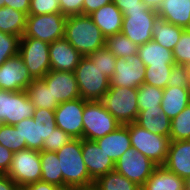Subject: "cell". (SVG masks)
<instances>
[{
    "instance_id": "44",
    "label": "cell",
    "mask_w": 190,
    "mask_h": 190,
    "mask_svg": "<svg viewBox=\"0 0 190 190\" xmlns=\"http://www.w3.org/2000/svg\"><path fill=\"white\" fill-rule=\"evenodd\" d=\"M167 87L189 88V76L186 66L173 65Z\"/></svg>"
},
{
    "instance_id": "33",
    "label": "cell",
    "mask_w": 190,
    "mask_h": 190,
    "mask_svg": "<svg viewBox=\"0 0 190 190\" xmlns=\"http://www.w3.org/2000/svg\"><path fill=\"white\" fill-rule=\"evenodd\" d=\"M105 47L116 57L126 58L137 55L138 46L122 33L107 36Z\"/></svg>"
},
{
    "instance_id": "42",
    "label": "cell",
    "mask_w": 190,
    "mask_h": 190,
    "mask_svg": "<svg viewBox=\"0 0 190 190\" xmlns=\"http://www.w3.org/2000/svg\"><path fill=\"white\" fill-rule=\"evenodd\" d=\"M61 13L59 0H30L28 15Z\"/></svg>"
},
{
    "instance_id": "28",
    "label": "cell",
    "mask_w": 190,
    "mask_h": 190,
    "mask_svg": "<svg viewBox=\"0 0 190 190\" xmlns=\"http://www.w3.org/2000/svg\"><path fill=\"white\" fill-rule=\"evenodd\" d=\"M26 93L29 100L33 103L35 109H49L55 110L59 103L53 100L51 90L48 89L45 81L40 79H34L26 88Z\"/></svg>"
},
{
    "instance_id": "23",
    "label": "cell",
    "mask_w": 190,
    "mask_h": 190,
    "mask_svg": "<svg viewBox=\"0 0 190 190\" xmlns=\"http://www.w3.org/2000/svg\"><path fill=\"white\" fill-rule=\"evenodd\" d=\"M141 190H188V185L183 178L164 166H157Z\"/></svg>"
},
{
    "instance_id": "21",
    "label": "cell",
    "mask_w": 190,
    "mask_h": 190,
    "mask_svg": "<svg viewBox=\"0 0 190 190\" xmlns=\"http://www.w3.org/2000/svg\"><path fill=\"white\" fill-rule=\"evenodd\" d=\"M89 16L105 37L119 34L122 31L123 13L113 2L102 6Z\"/></svg>"
},
{
    "instance_id": "10",
    "label": "cell",
    "mask_w": 190,
    "mask_h": 190,
    "mask_svg": "<svg viewBox=\"0 0 190 190\" xmlns=\"http://www.w3.org/2000/svg\"><path fill=\"white\" fill-rule=\"evenodd\" d=\"M67 16L62 13L28 15L22 37L39 39L48 43L64 38Z\"/></svg>"
},
{
    "instance_id": "45",
    "label": "cell",
    "mask_w": 190,
    "mask_h": 190,
    "mask_svg": "<svg viewBox=\"0 0 190 190\" xmlns=\"http://www.w3.org/2000/svg\"><path fill=\"white\" fill-rule=\"evenodd\" d=\"M84 0H59L60 11L65 16L83 15Z\"/></svg>"
},
{
    "instance_id": "16",
    "label": "cell",
    "mask_w": 190,
    "mask_h": 190,
    "mask_svg": "<svg viewBox=\"0 0 190 190\" xmlns=\"http://www.w3.org/2000/svg\"><path fill=\"white\" fill-rule=\"evenodd\" d=\"M51 90L53 100L59 104L80 98L79 87L74 72L50 70L42 78Z\"/></svg>"
},
{
    "instance_id": "47",
    "label": "cell",
    "mask_w": 190,
    "mask_h": 190,
    "mask_svg": "<svg viewBox=\"0 0 190 190\" xmlns=\"http://www.w3.org/2000/svg\"><path fill=\"white\" fill-rule=\"evenodd\" d=\"M13 152L0 144V174H6L10 168Z\"/></svg>"
},
{
    "instance_id": "7",
    "label": "cell",
    "mask_w": 190,
    "mask_h": 190,
    "mask_svg": "<svg viewBox=\"0 0 190 190\" xmlns=\"http://www.w3.org/2000/svg\"><path fill=\"white\" fill-rule=\"evenodd\" d=\"M20 189L41 180L40 151L24 149L13 153L10 168L6 173Z\"/></svg>"
},
{
    "instance_id": "37",
    "label": "cell",
    "mask_w": 190,
    "mask_h": 190,
    "mask_svg": "<svg viewBox=\"0 0 190 190\" xmlns=\"http://www.w3.org/2000/svg\"><path fill=\"white\" fill-rule=\"evenodd\" d=\"M0 144L13 153L26 149L20 132L12 125L0 124Z\"/></svg>"
},
{
    "instance_id": "51",
    "label": "cell",
    "mask_w": 190,
    "mask_h": 190,
    "mask_svg": "<svg viewBox=\"0 0 190 190\" xmlns=\"http://www.w3.org/2000/svg\"><path fill=\"white\" fill-rule=\"evenodd\" d=\"M0 190H21V189L7 174H0Z\"/></svg>"
},
{
    "instance_id": "26",
    "label": "cell",
    "mask_w": 190,
    "mask_h": 190,
    "mask_svg": "<svg viewBox=\"0 0 190 190\" xmlns=\"http://www.w3.org/2000/svg\"><path fill=\"white\" fill-rule=\"evenodd\" d=\"M137 55L145 66L149 65H175L173 51L162 47L154 40L138 46Z\"/></svg>"
},
{
    "instance_id": "19",
    "label": "cell",
    "mask_w": 190,
    "mask_h": 190,
    "mask_svg": "<svg viewBox=\"0 0 190 190\" xmlns=\"http://www.w3.org/2000/svg\"><path fill=\"white\" fill-rule=\"evenodd\" d=\"M163 166L183 178L186 182H189L190 140L170 141L167 158Z\"/></svg>"
},
{
    "instance_id": "29",
    "label": "cell",
    "mask_w": 190,
    "mask_h": 190,
    "mask_svg": "<svg viewBox=\"0 0 190 190\" xmlns=\"http://www.w3.org/2000/svg\"><path fill=\"white\" fill-rule=\"evenodd\" d=\"M27 15L11 7L0 8V31L20 38L24 35Z\"/></svg>"
},
{
    "instance_id": "56",
    "label": "cell",
    "mask_w": 190,
    "mask_h": 190,
    "mask_svg": "<svg viewBox=\"0 0 190 190\" xmlns=\"http://www.w3.org/2000/svg\"><path fill=\"white\" fill-rule=\"evenodd\" d=\"M62 190H81V188H79V189H71V188H68V189H62Z\"/></svg>"
},
{
    "instance_id": "43",
    "label": "cell",
    "mask_w": 190,
    "mask_h": 190,
    "mask_svg": "<svg viewBox=\"0 0 190 190\" xmlns=\"http://www.w3.org/2000/svg\"><path fill=\"white\" fill-rule=\"evenodd\" d=\"M71 140H73V138L69 134L57 127L54 132L44 141L42 150L57 152Z\"/></svg>"
},
{
    "instance_id": "52",
    "label": "cell",
    "mask_w": 190,
    "mask_h": 190,
    "mask_svg": "<svg viewBox=\"0 0 190 190\" xmlns=\"http://www.w3.org/2000/svg\"><path fill=\"white\" fill-rule=\"evenodd\" d=\"M163 0H142V2L150 9L158 10Z\"/></svg>"
},
{
    "instance_id": "1",
    "label": "cell",
    "mask_w": 190,
    "mask_h": 190,
    "mask_svg": "<svg viewBox=\"0 0 190 190\" xmlns=\"http://www.w3.org/2000/svg\"><path fill=\"white\" fill-rule=\"evenodd\" d=\"M64 38L82 55L89 56L105 46L106 37L89 15L67 16Z\"/></svg>"
},
{
    "instance_id": "18",
    "label": "cell",
    "mask_w": 190,
    "mask_h": 190,
    "mask_svg": "<svg viewBox=\"0 0 190 190\" xmlns=\"http://www.w3.org/2000/svg\"><path fill=\"white\" fill-rule=\"evenodd\" d=\"M49 57L51 70L74 72L82 55L65 39L50 43Z\"/></svg>"
},
{
    "instance_id": "17",
    "label": "cell",
    "mask_w": 190,
    "mask_h": 190,
    "mask_svg": "<svg viewBox=\"0 0 190 190\" xmlns=\"http://www.w3.org/2000/svg\"><path fill=\"white\" fill-rule=\"evenodd\" d=\"M82 155L90 177H98L115 170V163L100 149L95 141L82 139Z\"/></svg>"
},
{
    "instance_id": "13",
    "label": "cell",
    "mask_w": 190,
    "mask_h": 190,
    "mask_svg": "<svg viewBox=\"0 0 190 190\" xmlns=\"http://www.w3.org/2000/svg\"><path fill=\"white\" fill-rule=\"evenodd\" d=\"M86 102L80 97L62 102L54 110L57 127L73 139H83V112Z\"/></svg>"
},
{
    "instance_id": "32",
    "label": "cell",
    "mask_w": 190,
    "mask_h": 190,
    "mask_svg": "<svg viewBox=\"0 0 190 190\" xmlns=\"http://www.w3.org/2000/svg\"><path fill=\"white\" fill-rule=\"evenodd\" d=\"M94 186L98 190H141L140 186L115 170L98 177L94 181Z\"/></svg>"
},
{
    "instance_id": "36",
    "label": "cell",
    "mask_w": 190,
    "mask_h": 190,
    "mask_svg": "<svg viewBox=\"0 0 190 190\" xmlns=\"http://www.w3.org/2000/svg\"><path fill=\"white\" fill-rule=\"evenodd\" d=\"M173 65H149L145 68L144 83L164 89L172 71Z\"/></svg>"
},
{
    "instance_id": "8",
    "label": "cell",
    "mask_w": 190,
    "mask_h": 190,
    "mask_svg": "<svg viewBox=\"0 0 190 190\" xmlns=\"http://www.w3.org/2000/svg\"><path fill=\"white\" fill-rule=\"evenodd\" d=\"M158 17L153 9H134L123 12L121 33L137 46L153 40V24Z\"/></svg>"
},
{
    "instance_id": "15",
    "label": "cell",
    "mask_w": 190,
    "mask_h": 190,
    "mask_svg": "<svg viewBox=\"0 0 190 190\" xmlns=\"http://www.w3.org/2000/svg\"><path fill=\"white\" fill-rule=\"evenodd\" d=\"M34 80L20 55L9 58L0 66V89L23 91Z\"/></svg>"
},
{
    "instance_id": "46",
    "label": "cell",
    "mask_w": 190,
    "mask_h": 190,
    "mask_svg": "<svg viewBox=\"0 0 190 190\" xmlns=\"http://www.w3.org/2000/svg\"><path fill=\"white\" fill-rule=\"evenodd\" d=\"M112 2L122 13L134 9H150L142 0H112Z\"/></svg>"
},
{
    "instance_id": "49",
    "label": "cell",
    "mask_w": 190,
    "mask_h": 190,
    "mask_svg": "<svg viewBox=\"0 0 190 190\" xmlns=\"http://www.w3.org/2000/svg\"><path fill=\"white\" fill-rule=\"evenodd\" d=\"M21 190H62V189L55 184L40 180L26 185Z\"/></svg>"
},
{
    "instance_id": "4",
    "label": "cell",
    "mask_w": 190,
    "mask_h": 190,
    "mask_svg": "<svg viewBox=\"0 0 190 190\" xmlns=\"http://www.w3.org/2000/svg\"><path fill=\"white\" fill-rule=\"evenodd\" d=\"M101 102L121 125L133 123L138 117L137 88L110 87Z\"/></svg>"
},
{
    "instance_id": "48",
    "label": "cell",
    "mask_w": 190,
    "mask_h": 190,
    "mask_svg": "<svg viewBox=\"0 0 190 190\" xmlns=\"http://www.w3.org/2000/svg\"><path fill=\"white\" fill-rule=\"evenodd\" d=\"M112 0H84L83 15H90L102 6L111 3Z\"/></svg>"
},
{
    "instance_id": "25",
    "label": "cell",
    "mask_w": 190,
    "mask_h": 190,
    "mask_svg": "<svg viewBox=\"0 0 190 190\" xmlns=\"http://www.w3.org/2000/svg\"><path fill=\"white\" fill-rule=\"evenodd\" d=\"M190 104V88L166 87L163 89L162 112L171 120Z\"/></svg>"
},
{
    "instance_id": "35",
    "label": "cell",
    "mask_w": 190,
    "mask_h": 190,
    "mask_svg": "<svg viewBox=\"0 0 190 190\" xmlns=\"http://www.w3.org/2000/svg\"><path fill=\"white\" fill-rule=\"evenodd\" d=\"M170 140H190V104L171 120Z\"/></svg>"
},
{
    "instance_id": "27",
    "label": "cell",
    "mask_w": 190,
    "mask_h": 190,
    "mask_svg": "<svg viewBox=\"0 0 190 190\" xmlns=\"http://www.w3.org/2000/svg\"><path fill=\"white\" fill-rule=\"evenodd\" d=\"M183 30V28L157 17L153 24L152 37L159 45L173 51Z\"/></svg>"
},
{
    "instance_id": "11",
    "label": "cell",
    "mask_w": 190,
    "mask_h": 190,
    "mask_svg": "<svg viewBox=\"0 0 190 190\" xmlns=\"http://www.w3.org/2000/svg\"><path fill=\"white\" fill-rule=\"evenodd\" d=\"M34 110L25 90L0 92V124L14 126L23 119L32 118Z\"/></svg>"
},
{
    "instance_id": "5",
    "label": "cell",
    "mask_w": 190,
    "mask_h": 190,
    "mask_svg": "<svg viewBox=\"0 0 190 190\" xmlns=\"http://www.w3.org/2000/svg\"><path fill=\"white\" fill-rule=\"evenodd\" d=\"M126 125L132 148L148 157L157 166H163L169 150L170 137L151 133L135 122Z\"/></svg>"
},
{
    "instance_id": "34",
    "label": "cell",
    "mask_w": 190,
    "mask_h": 190,
    "mask_svg": "<svg viewBox=\"0 0 190 190\" xmlns=\"http://www.w3.org/2000/svg\"><path fill=\"white\" fill-rule=\"evenodd\" d=\"M139 111L162 109L163 89L143 83L137 88Z\"/></svg>"
},
{
    "instance_id": "40",
    "label": "cell",
    "mask_w": 190,
    "mask_h": 190,
    "mask_svg": "<svg viewBox=\"0 0 190 190\" xmlns=\"http://www.w3.org/2000/svg\"><path fill=\"white\" fill-rule=\"evenodd\" d=\"M20 37L0 31V66L18 55Z\"/></svg>"
},
{
    "instance_id": "38",
    "label": "cell",
    "mask_w": 190,
    "mask_h": 190,
    "mask_svg": "<svg viewBox=\"0 0 190 190\" xmlns=\"http://www.w3.org/2000/svg\"><path fill=\"white\" fill-rule=\"evenodd\" d=\"M97 65L102 74L111 79L116 65V57L104 46L88 56Z\"/></svg>"
},
{
    "instance_id": "12",
    "label": "cell",
    "mask_w": 190,
    "mask_h": 190,
    "mask_svg": "<svg viewBox=\"0 0 190 190\" xmlns=\"http://www.w3.org/2000/svg\"><path fill=\"white\" fill-rule=\"evenodd\" d=\"M157 165L141 152L130 148L115 163V171L142 187Z\"/></svg>"
},
{
    "instance_id": "30",
    "label": "cell",
    "mask_w": 190,
    "mask_h": 190,
    "mask_svg": "<svg viewBox=\"0 0 190 190\" xmlns=\"http://www.w3.org/2000/svg\"><path fill=\"white\" fill-rule=\"evenodd\" d=\"M42 166L41 181L52 183L63 189V177L56 152L40 151Z\"/></svg>"
},
{
    "instance_id": "20",
    "label": "cell",
    "mask_w": 190,
    "mask_h": 190,
    "mask_svg": "<svg viewBox=\"0 0 190 190\" xmlns=\"http://www.w3.org/2000/svg\"><path fill=\"white\" fill-rule=\"evenodd\" d=\"M95 142L114 163L132 147L127 125H121L115 131L97 139Z\"/></svg>"
},
{
    "instance_id": "57",
    "label": "cell",
    "mask_w": 190,
    "mask_h": 190,
    "mask_svg": "<svg viewBox=\"0 0 190 190\" xmlns=\"http://www.w3.org/2000/svg\"><path fill=\"white\" fill-rule=\"evenodd\" d=\"M187 185H188V190H190V180L189 182H187Z\"/></svg>"
},
{
    "instance_id": "14",
    "label": "cell",
    "mask_w": 190,
    "mask_h": 190,
    "mask_svg": "<svg viewBox=\"0 0 190 190\" xmlns=\"http://www.w3.org/2000/svg\"><path fill=\"white\" fill-rule=\"evenodd\" d=\"M146 66L138 55L116 58L110 87L138 88L144 83Z\"/></svg>"
},
{
    "instance_id": "54",
    "label": "cell",
    "mask_w": 190,
    "mask_h": 190,
    "mask_svg": "<svg viewBox=\"0 0 190 190\" xmlns=\"http://www.w3.org/2000/svg\"><path fill=\"white\" fill-rule=\"evenodd\" d=\"M188 76H189V88H190V63L186 65Z\"/></svg>"
},
{
    "instance_id": "2",
    "label": "cell",
    "mask_w": 190,
    "mask_h": 190,
    "mask_svg": "<svg viewBox=\"0 0 190 190\" xmlns=\"http://www.w3.org/2000/svg\"><path fill=\"white\" fill-rule=\"evenodd\" d=\"M63 177V189H79L94 185L82 155V139H73L57 152Z\"/></svg>"
},
{
    "instance_id": "53",
    "label": "cell",
    "mask_w": 190,
    "mask_h": 190,
    "mask_svg": "<svg viewBox=\"0 0 190 190\" xmlns=\"http://www.w3.org/2000/svg\"><path fill=\"white\" fill-rule=\"evenodd\" d=\"M81 190H98L94 185L81 188Z\"/></svg>"
},
{
    "instance_id": "41",
    "label": "cell",
    "mask_w": 190,
    "mask_h": 190,
    "mask_svg": "<svg viewBox=\"0 0 190 190\" xmlns=\"http://www.w3.org/2000/svg\"><path fill=\"white\" fill-rule=\"evenodd\" d=\"M173 56L176 64L186 66L190 63V31L188 29L183 30L173 49Z\"/></svg>"
},
{
    "instance_id": "22",
    "label": "cell",
    "mask_w": 190,
    "mask_h": 190,
    "mask_svg": "<svg viewBox=\"0 0 190 190\" xmlns=\"http://www.w3.org/2000/svg\"><path fill=\"white\" fill-rule=\"evenodd\" d=\"M157 14L165 21L187 29L190 25V0H163Z\"/></svg>"
},
{
    "instance_id": "6",
    "label": "cell",
    "mask_w": 190,
    "mask_h": 190,
    "mask_svg": "<svg viewBox=\"0 0 190 190\" xmlns=\"http://www.w3.org/2000/svg\"><path fill=\"white\" fill-rule=\"evenodd\" d=\"M121 124L101 101H87L83 112V139L96 141L115 131Z\"/></svg>"
},
{
    "instance_id": "55",
    "label": "cell",
    "mask_w": 190,
    "mask_h": 190,
    "mask_svg": "<svg viewBox=\"0 0 190 190\" xmlns=\"http://www.w3.org/2000/svg\"><path fill=\"white\" fill-rule=\"evenodd\" d=\"M7 6V0H0V8Z\"/></svg>"
},
{
    "instance_id": "24",
    "label": "cell",
    "mask_w": 190,
    "mask_h": 190,
    "mask_svg": "<svg viewBox=\"0 0 190 190\" xmlns=\"http://www.w3.org/2000/svg\"><path fill=\"white\" fill-rule=\"evenodd\" d=\"M135 123L151 133L170 137L171 119L162 112V109L139 111Z\"/></svg>"
},
{
    "instance_id": "39",
    "label": "cell",
    "mask_w": 190,
    "mask_h": 190,
    "mask_svg": "<svg viewBox=\"0 0 190 190\" xmlns=\"http://www.w3.org/2000/svg\"><path fill=\"white\" fill-rule=\"evenodd\" d=\"M34 122L40 125L41 138L45 141L57 128L55 123V112L49 109H35L33 115Z\"/></svg>"
},
{
    "instance_id": "9",
    "label": "cell",
    "mask_w": 190,
    "mask_h": 190,
    "mask_svg": "<svg viewBox=\"0 0 190 190\" xmlns=\"http://www.w3.org/2000/svg\"><path fill=\"white\" fill-rule=\"evenodd\" d=\"M49 46L50 43L39 39L20 38L18 54L34 79L43 78L51 70Z\"/></svg>"
},
{
    "instance_id": "31",
    "label": "cell",
    "mask_w": 190,
    "mask_h": 190,
    "mask_svg": "<svg viewBox=\"0 0 190 190\" xmlns=\"http://www.w3.org/2000/svg\"><path fill=\"white\" fill-rule=\"evenodd\" d=\"M14 126L20 132L22 143H26V149L42 151L44 140L41 138L40 125L34 122L33 117L23 119Z\"/></svg>"
},
{
    "instance_id": "50",
    "label": "cell",
    "mask_w": 190,
    "mask_h": 190,
    "mask_svg": "<svg viewBox=\"0 0 190 190\" xmlns=\"http://www.w3.org/2000/svg\"><path fill=\"white\" fill-rule=\"evenodd\" d=\"M7 6L14 10L21 11L28 16L30 0H7Z\"/></svg>"
},
{
    "instance_id": "3",
    "label": "cell",
    "mask_w": 190,
    "mask_h": 190,
    "mask_svg": "<svg viewBox=\"0 0 190 190\" xmlns=\"http://www.w3.org/2000/svg\"><path fill=\"white\" fill-rule=\"evenodd\" d=\"M74 73L83 100L101 101L110 88V79L102 74L88 56L81 57Z\"/></svg>"
}]
</instances>
